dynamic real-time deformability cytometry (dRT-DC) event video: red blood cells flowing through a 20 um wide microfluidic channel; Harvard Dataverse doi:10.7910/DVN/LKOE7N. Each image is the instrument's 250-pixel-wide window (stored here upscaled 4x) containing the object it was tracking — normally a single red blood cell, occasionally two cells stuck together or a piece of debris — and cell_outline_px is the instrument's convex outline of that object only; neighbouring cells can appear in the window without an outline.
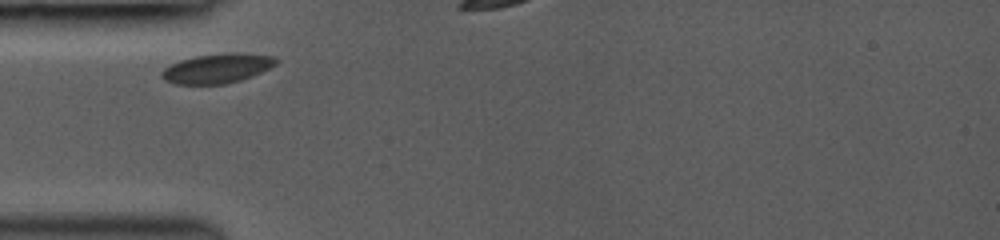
{"species": "common noctule bat (a hibernating species)", "species_latin": "Nyctalus noctula", "temperature_condition": "room temperature", "stored_images_in_passage": 4, "camera_frame_rate_fps": 3000, "um_per_image_px": 0.085, "animal": {"sex": "female", "body_mass_g": 19.0, "forearm_length_mm": 53.3}, "frame": {"image": 1, "passage_image": 1, "time_ms": 0.0, "image_size_px": [1000, 240], "cell_outline_px": [[280, 60], [276, 64], [252, 76], [240, 80], [224, 84], [176, 84], [164, 80], [160, 76], [160, 72], [164, 68], [180, 60], [196, 56], [228, 52], [236, 52], [276, 56]], "centroid_in_image_um": [18.47, 5.8], "position_along_channel_um": 66.5, "area_um2": 19.77}}